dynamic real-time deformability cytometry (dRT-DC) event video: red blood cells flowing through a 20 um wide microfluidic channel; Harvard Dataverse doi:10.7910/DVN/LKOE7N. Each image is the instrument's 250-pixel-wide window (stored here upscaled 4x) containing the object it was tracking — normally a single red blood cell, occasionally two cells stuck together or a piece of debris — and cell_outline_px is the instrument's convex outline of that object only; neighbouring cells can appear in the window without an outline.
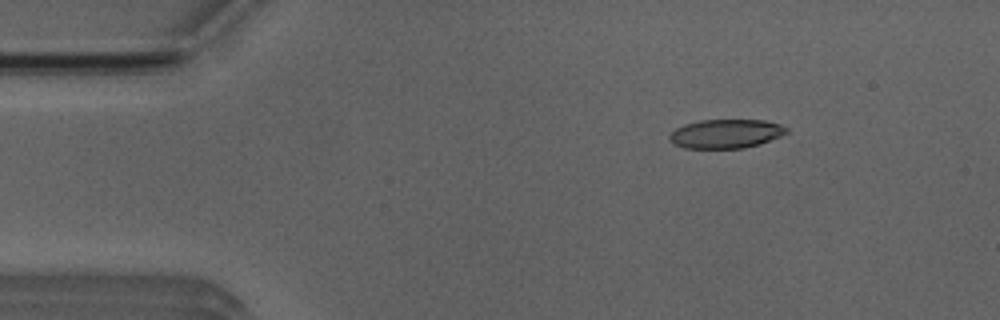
{"species": "Egyptian fruit bat (a non-hibernating species)", "species_latin": "Rousettus aegyptiacus", "temperature_condition": "room temperature", "stored_images_in_passage": 4, "camera_frame_rate_fps": 3000, "um_per_image_px": 0.085, "animal": {"sex": "male"}, "frame": {"image": 1, "passage_image": 2, "time_ms": 2.0, "image_size_px": [1000, 320], "cell_outline_px": [[788, 132], [780, 136], [760, 144], [744, 148], [684, 148], [676, 144], [668, 136], [676, 128], [684, 124], [700, 120], [764, 120], [780, 124], [788, 128]], "centroid_in_image_um": [61.73, 11.36], "position_along_channel_um": 23.3, "area_um2": 19.65}}
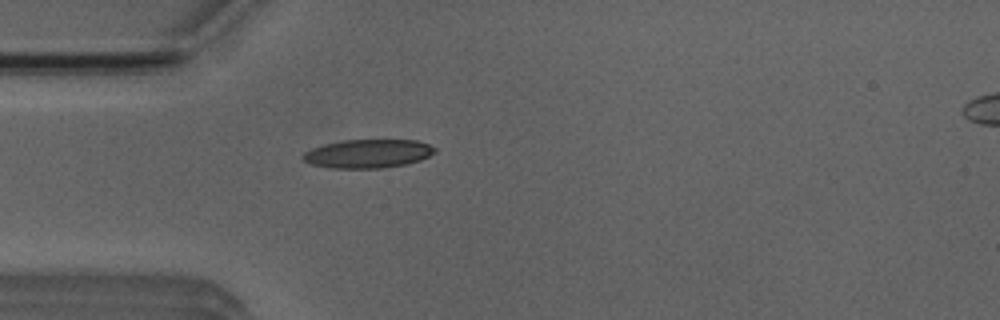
{"frame": {"image": 2, "passage_image": 4, "time_ms": 4.333, "image_size_px": [1000, 320], "cell_outline_px": [[436, 152], [420, 160], [404, 164], [380, 168], [332, 168], [312, 164], [304, 160], [300, 156], [304, 152], [312, 148], [324, 144], [344, 140], [416, 140], [428, 144], [436, 148]], "centroid_in_image_um": [31.26, 13.05], "position_along_channel_um": 53.7, "area_um2": 21.85}}